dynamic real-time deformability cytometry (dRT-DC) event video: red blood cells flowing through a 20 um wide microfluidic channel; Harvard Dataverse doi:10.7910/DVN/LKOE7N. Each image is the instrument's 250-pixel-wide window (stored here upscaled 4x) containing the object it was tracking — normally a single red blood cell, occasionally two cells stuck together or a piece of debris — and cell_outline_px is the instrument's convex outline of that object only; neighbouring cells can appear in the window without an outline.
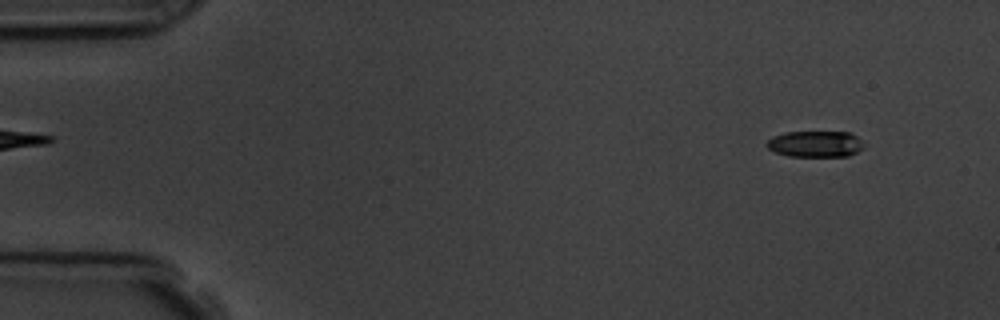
{"species": "common noctule bat (a hibernating species)", "species_latin": "Nyctalus noctula", "temperature_condition": "room temperature", "stored_images_in_passage": 5, "camera_frame_rate_fps": 3000, "um_per_image_px": 0.085, "animal": {"sex": "male", "body_mass_g": 19.5, "forearm_length_mm": 54.6}, "frame": {"image": 1, "passage_image": 1, "time_ms": 0.0, "image_size_px": [1000, 320], "cell_outline_px": [[864, 148], [848, 156], [788, 156], [776, 152], [768, 148], [764, 144], [772, 136], [784, 132], [852, 132], [864, 144]], "centroid_in_image_um": [69.29, 12.23], "position_along_channel_um": 15.7, "area_um2": 14.91}}
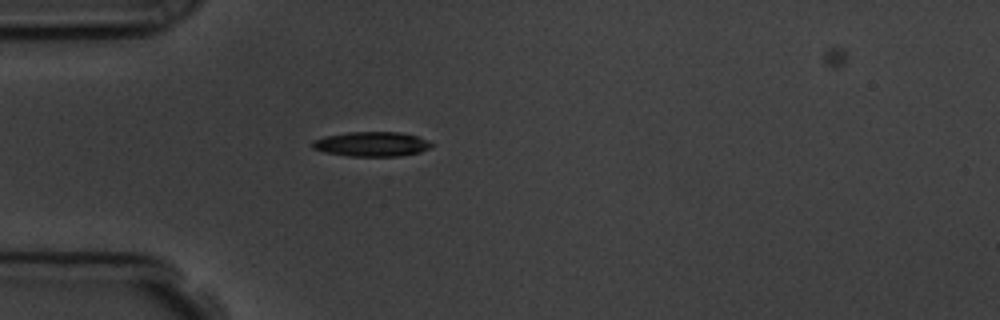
{"frame": {"image": 2, "passage_image": 4, "time_ms": 3.667, "image_size_px": [1000, 320], "cell_outline_px": [[432, 148], [420, 152], [400, 156], [348, 156], [324, 152], [312, 148], [312, 140], [324, 136], [348, 132], [400, 132], [416, 136], [428, 140], [432, 144]], "centroid_in_image_um": [31.58, 12.25], "position_along_channel_um": 53.4, "area_um2": 17.22}}